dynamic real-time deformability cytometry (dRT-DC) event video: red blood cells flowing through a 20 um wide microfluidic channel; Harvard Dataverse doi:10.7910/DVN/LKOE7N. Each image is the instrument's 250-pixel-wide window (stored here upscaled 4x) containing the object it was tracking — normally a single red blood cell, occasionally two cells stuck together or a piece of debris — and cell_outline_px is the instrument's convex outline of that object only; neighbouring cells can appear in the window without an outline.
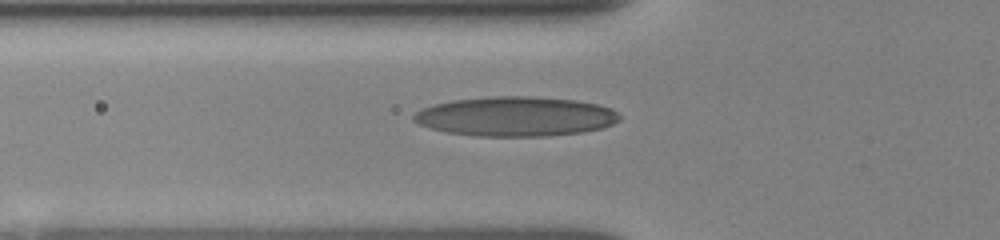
{"species": "human", "species_latin": "Homo sapiens", "temperature_condition": "room temperature", "stored_images_in_passage": 7, "camera_frame_rate_fps": 3000, "um_per_image_px": 0.085, "donor": {"sex": "female"}, "frame": {"image": 1, "passage_image": 3, "time_ms": 0.333, "image_size_px": [1000, 240], "cell_outline_px": [[620, 120], [612, 124], [600, 128], [584, 132], [548, 136], [472, 136], [448, 132], [432, 128], [420, 124], [412, 120], [412, 116], [416, 112], [424, 108], [436, 104], [452, 100], [496, 96], [528, 96], [576, 100], [596, 104], [612, 108], [620, 116]], "centroid_in_image_um": [43.85, 9.9], "position_along_channel_um": 82.0, "area_um2": 47.34}}